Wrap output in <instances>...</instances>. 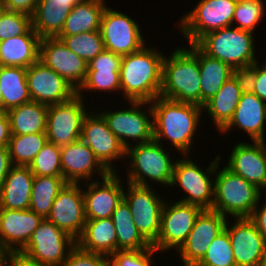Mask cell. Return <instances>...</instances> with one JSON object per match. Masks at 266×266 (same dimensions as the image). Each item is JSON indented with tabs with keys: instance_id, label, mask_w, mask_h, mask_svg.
Returning <instances> with one entry per match:
<instances>
[{
	"instance_id": "6da1fadb",
	"label": "cell",
	"mask_w": 266,
	"mask_h": 266,
	"mask_svg": "<svg viewBox=\"0 0 266 266\" xmlns=\"http://www.w3.org/2000/svg\"><path fill=\"white\" fill-rule=\"evenodd\" d=\"M150 103L153 111V140L165 147L170 144L180 156H193L194 140H197V132L202 131L199 129L204 125L200 121H205L202 118L203 107L161 96Z\"/></svg>"
},
{
	"instance_id": "7a4b0ae2",
	"label": "cell",
	"mask_w": 266,
	"mask_h": 266,
	"mask_svg": "<svg viewBox=\"0 0 266 266\" xmlns=\"http://www.w3.org/2000/svg\"><path fill=\"white\" fill-rule=\"evenodd\" d=\"M148 45L122 56L120 86L124 101L151 102L160 94L165 53Z\"/></svg>"
},
{
	"instance_id": "3957f363",
	"label": "cell",
	"mask_w": 266,
	"mask_h": 266,
	"mask_svg": "<svg viewBox=\"0 0 266 266\" xmlns=\"http://www.w3.org/2000/svg\"><path fill=\"white\" fill-rule=\"evenodd\" d=\"M182 45L165 54L159 96L201 106L199 47L196 44Z\"/></svg>"
},
{
	"instance_id": "277c9868",
	"label": "cell",
	"mask_w": 266,
	"mask_h": 266,
	"mask_svg": "<svg viewBox=\"0 0 266 266\" xmlns=\"http://www.w3.org/2000/svg\"><path fill=\"white\" fill-rule=\"evenodd\" d=\"M171 150L175 151L171 146L165 147L155 140L128 147L126 162L121 163L126 170L124 180L139 186L169 188L173 178L174 160L178 157L174 159L173 154L178 153H172Z\"/></svg>"
},
{
	"instance_id": "5b68a950",
	"label": "cell",
	"mask_w": 266,
	"mask_h": 266,
	"mask_svg": "<svg viewBox=\"0 0 266 266\" xmlns=\"http://www.w3.org/2000/svg\"><path fill=\"white\" fill-rule=\"evenodd\" d=\"M256 34L230 26L204 35L196 45L208 56L244 72L258 62Z\"/></svg>"
},
{
	"instance_id": "8992f818",
	"label": "cell",
	"mask_w": 266,
	"mask_h": 266,
	"mask_svg": "<svg viewBox=\"0 0 266 266\" xmlns=\"http://www.w3.org/2000/svg\"><path fill=\"white\" fill-rule=\"evenodd\" d=\"M221 161H218L215 170L212 210L228 219L250 217L262 199L261 190L233 173L225 165L221 167Z\"/></svg>"
},
{
	"instance_id": "52a82bcc",
	"label": "cell",
	"mask_w": 266,
	"mask_h": 266,
	"mask_svg": "<svg viewBox=\"0 0 266 266\" xmlns=\"http://www.w3.org/2000/svg\"><path fill=\"white\" fill-rule=\"evenodd\" d=\"M219 154V155H218ZM210 162L206 169L195 161L189 155H181L175 160L173 167V178L169 187L180 188V192L184 193L180 201L187 204H193L201 207L202 209H212L214 201V179L215 170L218 161L223 159L218 153ZM203 168V169H202Z\"/></svg>"
},
{
	"instance_id": "ba28073f",
	"label": "cell",
	"mask_w": 266,
	"mask_h": 266,
	"mask_svg": "<svg viewBox=\"0 0 266 266\" xmlns=\"http://www.w3.org/2000/svg\"><path fill=\"white\" fill-rule=\"evenodd\" d=\"M124 107L99 109L109 129L127 149L153 140V111L150 102L125 101ZM129 105V106H128ZM126 106V107H125ZM128 106V107H127Z\"/></svg>"
},
{
	"instance_id": "9c48e42d",
	"label": "cell",
	"mask_w": 266,
	"mask_h": 266,
	"mask_svg": "<svg viewBox=\"0 0 266 266\" xmlns=\"http://www.w3.org/2000/svg\"><path fill=\"white\" fill-rule=\"evenodd\" d=\"M237 0H199L183 13L176 27L186 44H196L204 35L232 26Z\"/></svg>"
},
{
	"instance_id": "30bf717a",
	"label": "cell",
	"mask_w": 266,
	"mask_h": 266,
	"mask_svg": "<svg viewBox=\"0 0 266 266\" xmlns=\"http://www.w3.org/2000/svg\"><path fill=\"white\" fill-rule=\"evenodd\" d=\"M124 183L123 199L129 205L137 230L150 245H153L160 231L161 212L166 201L165 193L161 196L157 187Z\"/></svg>"
},
{
	"instance_id": "8fae6325",
	"label": "cell",
	"mask_w": 266,
	"mask_h": 266,
	"mask_svg": "<svg viewBox=\"0 0 266 266\" xmlns=\"http://www.w3.org/2000/svg\"><path fill=\"white\" fill-rule=\"evenodd\" d=\"M125 13L107 5L99 28L104 48L122 56L138 52L148 44L139 21Z\"/></svg>"
},
{
	"instance_id": "7c38bea8",
	"label": "cell",
	"mask_w": 266,
	"mask_h": 266,
	"mask_svg": "<svg viewBox=\"0 0 266 266\" xmlns=\"http://www.w3.org/2000/svg\"><path fill=\"white\" fill-rule=\"evenodd\" d=\"M98 108L89 110L82 122L81 140L94 152L99 162L109 172H120L116 166L125 162L126 148L109 129L106 119ZM116 161V162H115ZM118 161V165L117 164ZM115 162V163H114Z\"/></svg>"
},
{
	"instance_id": "4fadbf2b",
	"label": "cell",
	"mask_w": 266,
	"mask_h": 266,
	"mask_svg": "<svg viewBox=\"0 0 266 266\" xmlns=\"http://www.w3.org/2000/svg\"><path fill=\"white\" fill-rule=\"evenodd\" d=\"M166 200L162 212L160 231L156 242L152 245L159 253L165 255L170 250L175 252L185 242L187 236L192 230L195 220L201 207L193 204H187L176 200Z\"/></svg>"
},
{
	"instance_id": "5bb4252c",
	"label": "cell",
	"mask_w": 266,
	"mask_h": 266,
	"mask_svg": "<svg viewBox=\"0 0 266 266\" xmlns=\"http://www.w3.org/2000/svg\"><path fill=\"white\" fill-rule=\"evenodd\" d=\"M75 246V239L45 218L19 253L36 262L60 266Z\"/></svg>"
},
{
	"instance_id": "9a60e30c",
	"label": "cell",
	"mask_w": 266,
	"mask_h": 266,
	"mask_svg": "<svg viewBox=\"0 0 266 266\" xmlns=\"http://www.w3.org/2000/svg\"><path fill=\"white\" fill-rule=\"evenodd\" d=\"M87 100L74 95L70 100L48 106L47 141L58 146L68 145L81 139L82 122L89 112Z\"/></svg>"
},
{
	"instance_id": "2e32d148",
	"label": "cell",
	"mask_w": 266,
	"mask_h": 266,
	"mask_svg": "<svg viewBox=\"0 0 266 266\" xmlns=\"http://www.w3.org/2000/svg\"><path fill=\"white\" fill-rule=\"evenodd\" d=\"M119 174L110 172L102 179L82 183L87 220L112 217L115 208L123 200L125 189V180Z\"/></svg>"
},
{
	"instance_id": "e0dca14e",
	"label": "cell",
	"mask_w": 266,
	"mask_h": 266,
	"mask_svg": "<svg viewBox=\"0 0 266 266\" xmlns=\"http://www.w3.org/2000/svg\"><path fill=\"white\" fill-rule=\"evenodd\" d=\"M228 218L212 209H203L185 242L176 251L182 266H195L214 238L225 229Z\"/></svg>"
},
{
	"instance_id": "ac0fdd59",
	"label": "cell",
	"mask_w": 266,
	"mask_h": 266,
	"mask_svg": "<svg viewBox=\"0 0 266 266\" xmlns=\"http://www.w3.org/2000/svg\"><path fill=\"white\" fill-rule=\"evenodd\" d=\"M46 219L77 240L87 220L82 183H67L55 198Z\"/></svg>"
},
{
	"instance_id": "d6986e66",
	"label": "cell",
	"mask_w": 266,
	"mask_h": 266,
	"mask_svg": "<svg viewBox=\"0 0 266 266\" xmlns=\"http://www.w3.org/2000/svg\"><path fill=\"white\" fill-rule=\"evenodd\" d=\"M39 61L63 77L76 91L85 80L88 63L70 51L57 37L42 38Z\"/></svg>"
},
{
	"instance_id": "ffe728a7",
	"label": "cell",
	"mask_w": 266,
	"mask_h": 266,
	"mask_svg": "<svg viewBox=\"0 0 266 266\" xmlns=\"http://www.w3.org/2000/svg\"><path fill=\"white\" fill-rule=\"evenodd\" d=\"M122 55L113 53L104 49L94 59L90 60L87 65L86 77L80 88L76 91V94L86 100V97L90 94H97V97L102 92L108 94L113 93L117 96H121L120 86V67H121ZM115 91V93H114ZM90 92V93H87ZM118 93H120L118 95ZM86 96V97H84Z\"/></svg>"
},
{
	"instance_id": "44dd1931",
	"label": "cell",
	"mask_w": 266,
	"mask_h": 266,
	"mask_svg": "<svg viewBox=\"0 0 266 266\" xmlns=\"http://www.w3.org/2000/svg\"><path fill=\"white\" fill-rule=\"evenodd\" d=\"M26 80L31 100L47 106L66 102L76 95L63 77L39 60L27 68Z\"/></svg>"
},
{
	"instance_id": "7402d4cb",
	"label": "cell",
	"mask_w": 266,
	"mask_h": 266,
	"mask_svg": "<svg viewBox=\"0 0 266 266\" xmlns=\"http://www.w3.org/2000/svg\"><path fill=\"white\" fill-rule=\"evenodd\" d=\"M61 168L62 176L68 183L99 180L110 173L81 139L61 146Z\"/></svg>"
},
{
	"instance_id": "603a6c76",
	"label": "cell",
	"mask_w": 266,
	"mask_h": 266,
	"mask_svg": "<svg viewBox=\"0 0 266 266\" xmlns=\"http://www.w3.org/2000/svg\"><path fill=\"white\" fill-rule=\"evenodd\" d=\"M226 167L260 190L266 185V141H239L230 149Z\"/></svg>"
},
{
	"instance_id": "cb8c5ba5",
	"label": "cell",
	"mask_w": 266,
	"mask_h": 266,
	"mask_svg": "<svg viewBox=\"0 0 266 266\" xmlns=\"http://www.w3.org/2000/svg\"><path fill=\"white\" fill-rule=\"evenodd\" d=\"M231 221L227 220L225 229L231 241L236 266H260L266 241L263 235L249 217L232 218Z\"/></svg>"
},
{
	"instance_id": "d4e9b609",
	"label": "cell",
	"mask_w": 266,
	"mask_h": 266,
	"mask_svg": "<svg viewBox=\"0 0 266 266\" xmlns=\"http://www.w3.org/2000/svg\"><path fill=\"white\" fill-rule=\"evenodd\" d=\"M232 130H242L251 141H266V102L247 87L241 95L232 119L220 134L229 136Z\"/></svg>"
},
{
	"instance_id": "484cf974",
	"label": "cell",
	"mask_w": 266,
	"mask_h": 266,
	"mask_svg": "<svg viewBox=\"0 0 266 266\" xmlns=\"http://www.w3.org/2000/svg\"><path fill=\"white\" fill-rule=\"evenodd\" d=\"M43 219L30 209H0V247L8 254L20 252Z\"/></svg>"
},
{
	"instance_id": "4316f807",
	"label": "cell",
	"mask_w": 266,
	"mask_h": 266,
	"mask_svg": "<svg viewBox=\"0 0 266 266\" xmlns=\"http://www.w3.org/2000/svg\"><path fill=\"white\" fill-rule=\"evenodd\" d=\"M246 87L247 81L244 72H236L205 103L203 112L215 126L213 130L220 132L229 123Z\"/></svg>"
},
{
	"instance_id": "83f0119b",
	"label": "cell",
	"mask_w": 266,
	"mask_h": 266,
	"mask_svg": "<svg viewBox=\"0 0 266 266\" xmlns=\"http://www.w3.org/2000/svg\"><path fill=\"white\" fill-rule=\"evenodd\" d=\"M82 0H38L32 28L40 38L57 37L72 8Z\"/></svg>"
},
{
	"instance_id": "f1b7e54d",
	"label": "cell",
	"mask_w": 266,
	"mask_h": 266,
	"mask_svg": "<svg viewBox=\"0 0 266 266\" xmlns=\"http://www.w3.org/2000/svg\"><path fill=\"white\" fill-rule=\"evenodd\" d=\"M33 179L28 166L13 165L0 190V209H29Z\"/></svg>"
},
{
	"instance_id": "f546056e",
	"label": "cell",
	"mask_w": 266,
	"mask_h": 266,
	"mask_svg": "<svg viewBox=\"0 0 266 266\" xmlns=\"http://www.w3.org/2000/svg\"><path fill=\"white\" fill-rule=\"evenodd\" d=\"M40 40L31 28L24 35L0 41V66L30 67L39 60Z\"/></svg>"
},
{
	"instance_id": "4dcf8cb0",
	"label": "cell",
	"mask_w": 266,
	"mask_h": 266,
	"mask_svg": "<svg viewBox=\"0 0 266 266\" xmlns=\"http://www.w3.org/2000/svg\"><path fill=\"white\" fill-rule=\"evenodd\" d=\"M82 250L110 256L117 251V235L112 218L86 220L76 240Z\"/></svg>"
},
{
	"instance_id": "1f68e13d",
	"label": "cell",
	"mask_w": 266,
	"mask_h": 266,
	"mask_svg": "<svg viewBox=\"0 0 266 266\" xmlns=\"http://www.w3.org/2000/svg\"><path fill=\"white\" fill-rule=\"evenodd\" d=\"M107 3L106 0H82L76 4L68 14L57 38L99 31L102 13Z\"/></svg>"
},
{
	"instance_id": "d6a6232c",
	"label": "cell",
	"mask_w": 266,
	"mask_h": 266,
	"mask_svg": "<svg viewBox=\"0 0 266 266\" xmlns=\"http://www.w3.org/2000/svg\"><path fill=\"white\" fill-rule=\"evenodd\" d=\"M48 106L30 101L7 111L12 135L46 132Z\"/></svg>"
},
{
	"instance_id": "836d02e7",
	"label": "cell",
	"mask_w": 266,
	"mask_h": 266,
	"mask_svg": "<svg viewBox=\"0 0 266 266\" xmlns=\"http://www.w3.org/2000/svg\"><path fill=\"white\" fill-rule=\"evenodd\" d=\"M199 67L201 77V106L203 107L236 71L225 62L208 56L200 48Z\"/></svg>"
},
{
	"instance_id": "e575fe53",
	"label": "cell",
	"mask_w": 266,
	"mask_h": 266,
	"mask_svg": "<svg viewBox=\"0 0 266 266\" xmlns=\"http://www.w3.org/2000/svg\"><path fill=\"white\" fill-rule=\"evenodd\" d=\"M27 68L0 66V86L4 113L31 100L26 80Z\"/></svg>"
},
{
	"instance_id": "d590c367",
	"label": "cell",
	"mask_w": 266,
	"mask_h": 266,
	"mask_svg": "<svg viewBox=\"0 0 266 266\" xmlns=\"http://www.w3.org/2000/svg\"><path fill=\"white\" fill-rule=\"evenodd\" d=\"M112 220L117 235L118 250H142L151 245L137 230L129 205L123 199L115 208Z\"/></svg>"
},
{
	"instance_id": "8d00e7d4",
	"label": "cell",
	"mask_w": 266,
	"mask_h": 266,
	"mask_svg": "<svg viewBox=\"0 0 266 266\" xmlns=\"http://www.w3.org/2000/svg\"><path fill=\"white\" fill-rule=\"evenodd\" d=\"M67 183L63 177L34 176L29 209L47 218L55 198Z\"/></svg>"
},
{
	"instance_id": "74e56055",
	"label": "cell",
	"mask_w": 266,
	"mask_h": 266,
	"mask_svg": "<svg viewBox=\"0 0 266 266\" xmlns=\"http://www.w3.org/2000/svg\"><path fill=\"white\" fill-rule=\"evenodd\" d=\"M47 142L46 132L11 135L8 150L12 165L29 166Z\"/></svg>"
},
{
	"instance_id": "f35d334b",
	"label": "cell",
	"mask_w": 266,
	"mask_h": 266,
	"mask_svg": "<svg viewBox=\"0 0 266 266\" xmlns=\"http://www.w3.org/2000/svg\"><path fill=\"white\" fill-rule=\"evenodd\" d=\"M266 15V0H237L232 26L254 34Z\"/></svg>"
},
{
	"instance_id": "ab89813d",
	"label": "cell",
	"mask_w": 266,
	"mask_h": 266,
	"mask_svg": "<svg viewBox=\"0 0 266 266\" xmlns=\"http://www.w3.org/2000/svg\"><path fill=\"white\" fill-rule=\"evenodd\" d=\"M62 41L70 51L84 59L87 63L105 49L100 31L64 36Z\"/></svg>"
},
{
	"instance_id": "60d3db41",
	"label": "cell",
	"mask_w": 266,
	"mask_h": 266,
	"mask_svg": "<svg viewBox=\"0 0 266 266\" xmlns=\"http://www.w3.org/2000/svg\"><path fill=\"white\" fill-rule=\"evenodd\" d=\"M34 176H62L61 146L47 142L28 166Z\"/></svg>"
},
{
	"instance_id": "b9f144b4",
	"label": "cell",
	"mask_w": 266,
	"mask_h": 266,
	"mask_svg": "<svg viewBox=\"0 0 266 266\" xmlns=\"http://www.w3.org/2000/svg\"><path fill=\"white\" fill-rule=\"evenodd\" d=\"M195 266H236L226 229L214 238L203 258Z\"/></svg>"
},
{
	"instance_id": "7bdbcfd3",
	"label": "cell",
	"mask_w": 266,
	"mask_h": 266,
	"mask_svg": "<svg viewBox=\"0 0 266 266\" xmlns=\"http://www.w3.org/2000/svg\"><path fill=\"white\" fill-rule=\"evenodd\" d=\"M159 254L161 253L152 245L142 250H118L108 256V264L109 266H153Z\"/></svg>"
},
{
	"instance_id": "ee69618b",
	"label": "cell",
	"mask_w": 266,
	"mask_h": 266,
	"mask_svg": "<svg viewBox=\"0 0 266 266\" xmlns=\"http://www.w3.org/2000/svg\"><path fill=\"white\" fill-rule=\"evenodd\" d=\"M32 28V17L15 11H0V41L26 34Z\"/></svg>"
},
{
	"instance_id": "f6af8a7d",
	"label": "cell",
	"mask_w": 266,
	"mask_h": 266,
	"mask_svg": "<svg viewBox=\"0 0 266 266\" xmlns=\"http://www.w3.org/2000/svg\"><path fill=\"white\" fill-rule=\"evenodd\" d=\"M260 60L244 71L247 88L266 102V65Z\"/></svg>"
},
{
	"instance_id": "bcb514c9",
	"label": "cell",
	"mask_w": 266,
	"mask_h": 266,
	"mask_svg": "<svg viewBox=\"0 0 266 266\" xmlns=\"http://www.w3.org/2000/svg\"><path fill=\"white\" fill-rule=\"evenodd\" d=\"M60 266H109L108 256L82 250L77 245Z\"/></svg>"
},
{
	"instance_id": "7dc6e473",
	"label": "cell",
	"mask_w": 266,
	"mask_h": 266,
	"mask_svg": "<svg viewBox=\"0 0 266 266\" xmlns=\"http://www.w3.org/2000/svg\"><path fill=\"white\" fill-rule=\"evenodd\" d=\"M38 0H2L3 8L33 16Z\"/></svg>"
},
{
	"instance_id": "c3c4849f",
	"label": "cell",
	"mask_w": 266,
	"mask_h": 266,
	"mask_svg": "<svg viewBox=\"0 0 266 266\" xmlns=\"http://www.w3.org/2000/svg\"><path fill=\"white\" fill-rule=\"evenodd\" d=\"M262 204V205H261ZM266 240V200H260L249 217Z\"/></svg>"
},
{
	"instance_id": "681fc988",
	"label": "cell",
	"mask_w": 266,
	"mask_h": 266,
	"mask_svg": "<svg viewBox=\"0 0 266 266\" xmlns=\"http://www.w3.org/2000/svg\"><path fill=\"white\" fill-rule=\"evenodd\" d=\"M7 266H51L30 260L19 252L10 253L7 259Z\"/></svg>"
},
{
	"instance_id": "f907efd6",
	"label": "cell",
	"mask_w": 266,
	"mask_h": 266,
	"mask_svg": "<svg viewBox=\"0 0 266 266\" xmlns=\"http://www.w3.org/2000/svg\"><path fill=\"white\" fill-rule=\"evenodd\" d=\"M11 135L9 116L7 112L0 113V147H8Z\"/></svg>"
},
{
	"instance_id": "816d5d0a",
	"label": "cell",
	"mask_w": 266,
	"mask_h": 266,
	"mask_svg": "<svg viewBox=\"0 0 266 266\" xmlns=\"http://www.w3.org/2000/svg\"><path fill=\"white\" fill-rule=\"evenodd\" d=\"M12 166L8 147H0V190Z\"/></svg>"
},
{
	"instance_id": "f5cc1de1",
	"label": "cell",
	"mask_w": 266,
	"mask_h": 266,
	"mask_svg": "<svg viewBox=\"0 0 266 266\" xmlns=\"http://www.w3.org/2000/svg\"><path fill=\"white\" fill-rule=\"evenodd\" d=\"M8 253L0 247V266H7Z\"/></svg>"
},
{
	"instance_id": "db71d44e",
	"label": "cell",
	"mask_w": 266,
	"mask_h": 266,
	"mask_svg": "<svg viewBox=\"0 0 266 266\" xmlns=\"http://www.w3.org/2000/svg\"><path fill=\"white\" fill-rule=\"evenodd\" d=\"M260 266H266V241H265V244H264L262 260H261Z\"/></svg>"
},
{
	"instance_id": "11a10c76",
	"label": "cell",
	"mask_w": 266,
	"mask_h": 266,
	"mask_svg": "<svg viewBox=\"0 0 266 266\" xmlns=\"http://www.w3.org/2000/svg\"><path fill=\"white\" fill-rule=\"evenodd\" d=\"M0 113H4V103L2 98L1 86H0Z\"/></svg>"
},
{
	"instance_id": "9f6ffc18",
	"label": "cell",
	"mask_w": 266,
	"mask_h": 266,
	"mask_svg": "<svg viewBox=\"0 0 266 266\" xmlns=\"http://www.w3.org/2000/svg\"><path fill=\"white\" fill-rule=\"evenodd\" d=\"M264 193H265V195H264ZM263 196L266 198V185L261 190V198H263L264 200H266Z\"/></svg>"
},
{
	"instance_id": "6f0895ef",
	"label": "cell",
	"mask_w": 266,
	"mask_h": 266,
	"mask_svg": "<svg viewBox=\"0 0 266 266\" xmlns=\"http://www.w3.org/2000/svg\"><path fill=\"white\" fill-rule=\"evenodd\" d=\"M3 9L2 0H0V11Z\"/></svg>"
}]
</instances>
